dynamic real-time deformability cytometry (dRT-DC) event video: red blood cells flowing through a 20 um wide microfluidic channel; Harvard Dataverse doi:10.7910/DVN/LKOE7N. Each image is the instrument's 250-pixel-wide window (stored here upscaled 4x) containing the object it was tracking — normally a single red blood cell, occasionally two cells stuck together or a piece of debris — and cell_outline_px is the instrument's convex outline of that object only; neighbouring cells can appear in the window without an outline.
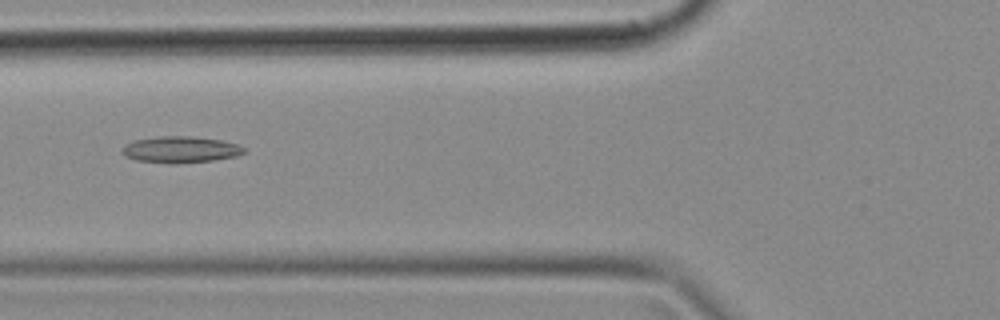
{"species": "common noctule bat (a hibernating species)", "species_latin": "Nyctalus noctula", "temperature_condition": "cold", "stored_images_in_passage": 48, "camera_frame_rate_fps": 3000, "um_per_image_px": 0.085, "animal": {"sex": "female", "body_mass_g": 18.4}, "frame": {"image": 1, "passage_image": 18, "time_ms": 5.667, "image_size_px": [1000, 320], "cell_outline_px": [[248, 152], [236, 156], [216, 160], [176, 164], [168, 164], [136, 160], [124, 156], [120, 152], [120, 148], [124, 144], [136, 140], [156, 136], [192, 136], [220, 140], [240, 144], [248, 148]], "centroid_in_image_um": [15.36, 12.72], "position_along_channel_um": 110.4, "area_um2": 19.36}}
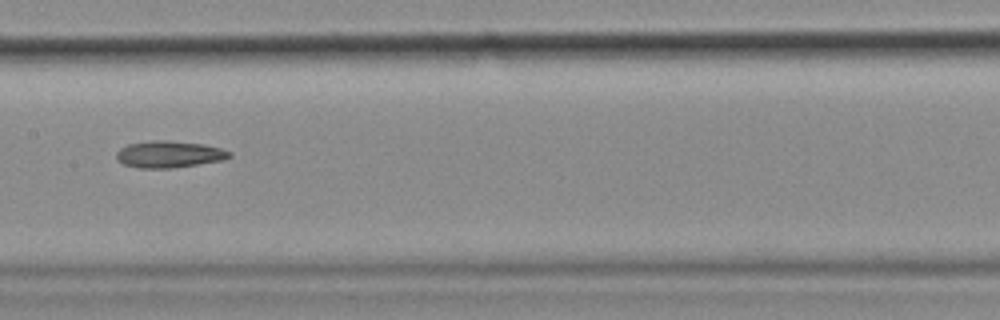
{"frame": {"image": 2, "passage_image": 24, "time_ms": 7.667, "image_size_px": [1000, 320], "cell_outline_px": [[232, 156], [224, 160], [172, 168], [136, 168], [124, 164], [116, 160], [116, 152], [120, 148], [128, 144], [152, 140], [172, 140], [204, 144], [220, 148], [232, 152]], "centroid_in_image_um": [14.37, 13.11], "position_along_channel_um": 193.0, "area_um2": 17.86}}
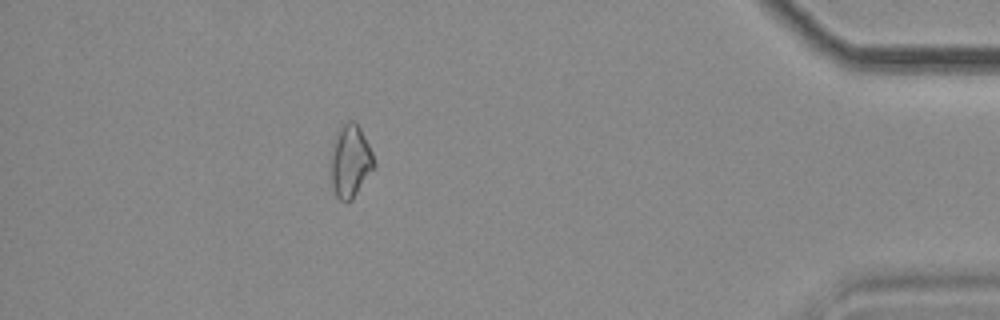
{"frame": {"image": 3, "passage_image": 43, "time_ms": 14.0, "image_size_px": [1000, 320], "cell_outline_px": [[376, 168], [352, 200], [340, 200], [336, 196], [328, 172], [328, 160], [332, 144], [336, 132], [348, 120], [356, 120], [372, 152], [376, 164]], "centroid_in_image_um": [29.74, 13.7], "position_along_channel_um": 405.5, "area_um2": 19.07}}